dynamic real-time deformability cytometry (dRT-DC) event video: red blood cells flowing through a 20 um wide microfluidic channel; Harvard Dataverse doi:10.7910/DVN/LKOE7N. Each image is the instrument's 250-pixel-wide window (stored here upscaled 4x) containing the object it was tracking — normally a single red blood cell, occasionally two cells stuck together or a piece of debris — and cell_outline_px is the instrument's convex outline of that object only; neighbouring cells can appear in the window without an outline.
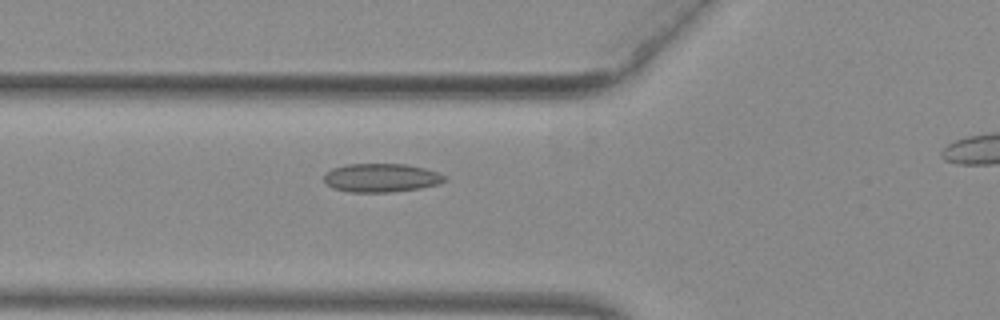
{"species": "common noctule bat (a hibernating species)", "species_latin": "Nyctalus noctula", "temperature_condition": "warm", "stored_images_in_passage": 41, "camera_frame_rate_fps": 3000, "um_per_image_px": 0.085, "animal": {"sex": "female", "body_mass_g": 29.2, "forearm_length_mm": 56.3}, "frame": {"image": 1, "passage_image": 14, "time_ms": 4.333, "image_size_px": [1000, 320], "cell_outline_px": [[448, 180], [440, 184], [420, 188], [392, 192], [348, 192], [332, 188], [324, 180], [324, 176], [332, 168], [348, 164], [404, 164], [424, 168], [436, 172], [444, 176]], "centroid_in_image_um": [32.41, 15.12], "position_along_channel_um": 93.4, "area_um2": 20.06}}
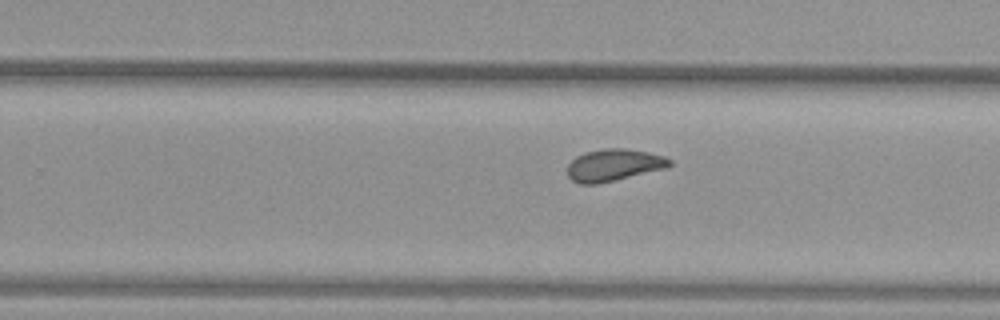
{"frame": {"image": 2, "passage_image": 28, "time_ms": 9.0, "image_size_px": [1000, 320], "cell_outline_px": [[672, 164], [668, 168], [596, 184], [580, 184], [572, 180], [568, 176], [568, 164], [576, 156], [584, 152], [604, 148], [624, 148], [648, 152], [664, 156], [672, 160]], "centroid_in_image_um": [52.18, 14.02], "position_along_channel_um": 277.6, "area_um2": 19.13}}
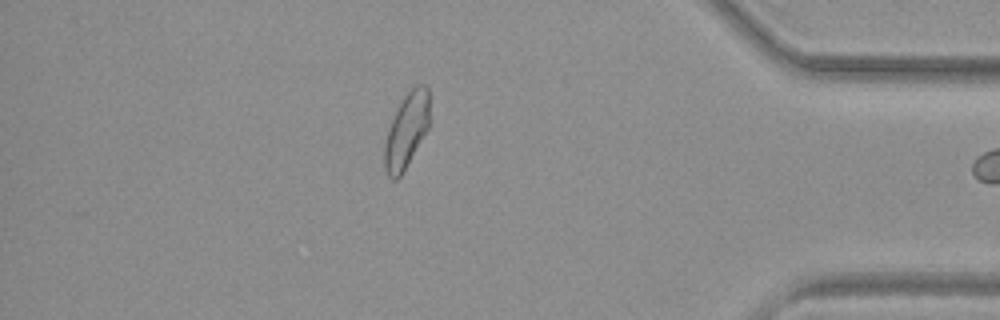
{"frame": {"image": 3, "passage_image": 40, "time_ms": 13.0, "image_size_px": [1000, 320], "cell_outline_px": [[428, 128], [400, 176], [396, 180], [392, 180], [388, 176], [384, 168], [384, 144], [388, 128], [396, 108], [404, 96], [416, 84], [424, 84], [428, 88]], "centroid_in_image_um": [34.51, 11.09], "position_along_channel_um": 400.7, "area_um2": 19.42}}